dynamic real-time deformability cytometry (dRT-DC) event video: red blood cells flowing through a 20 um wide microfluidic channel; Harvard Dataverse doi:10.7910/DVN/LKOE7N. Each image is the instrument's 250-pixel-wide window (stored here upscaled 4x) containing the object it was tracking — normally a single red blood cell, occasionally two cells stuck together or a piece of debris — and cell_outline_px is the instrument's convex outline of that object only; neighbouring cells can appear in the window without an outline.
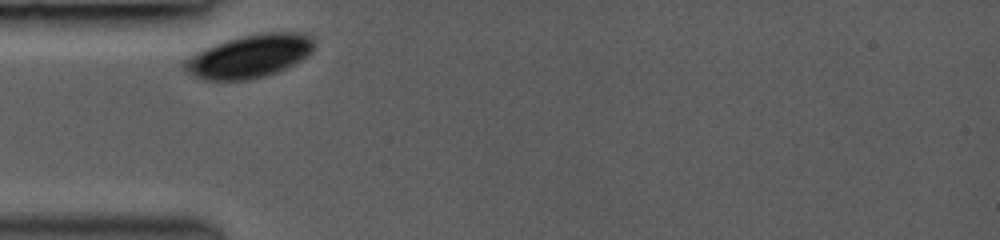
{"species": "common noctule bat (a hibernating species)", "species_latin": "Nyctalus noctula", "temperature_condition": "room temperature", "stored_images_in_passage": 59, "camera_frame_rate_fps": 3000, "um_per_image_px": 0.085, "animal": {"sex": "female", "body_mass_g": 19.0, "forearm_length_mm": 53.3}, "frame": {"image": 1, "passage_image": 1, "time_ms": 0.0, "image_size_px": [1000, 240], "cell_outline_px": [[316, 44], [312, 52], [300, 60], [276, 72], [264, 76], [248, 80], [204, 80], [192, 76], [180, 64], [188, 56], [204, 48], [240, 36], [256, 32], [304, 32], [312, 36]], "centroid_in_image_um": [21.2, 4.76], "position_along_channel_um": 63.8, "area_um2": 32.83}}